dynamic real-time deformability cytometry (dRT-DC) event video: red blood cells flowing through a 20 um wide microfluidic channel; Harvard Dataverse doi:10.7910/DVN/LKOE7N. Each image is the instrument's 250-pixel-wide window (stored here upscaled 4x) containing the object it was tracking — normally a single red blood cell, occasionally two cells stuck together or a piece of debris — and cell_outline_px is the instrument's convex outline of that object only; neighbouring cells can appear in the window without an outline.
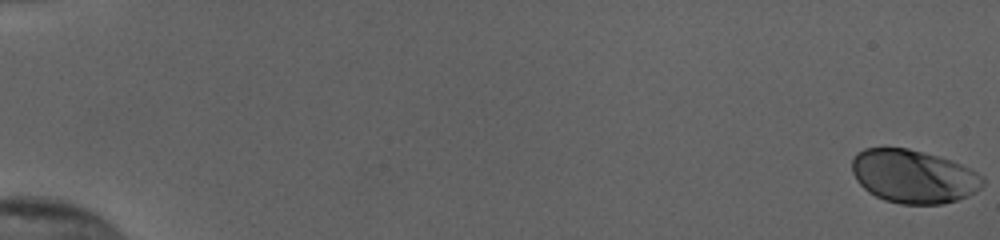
{"species": "human", "species_latin": "Homo sapiens", "temperature_condition": "cold", "stored_images_in_passage": 56, "camera_frame_rate_fps": 3000, "um_per_image_px": 0.085, "donor": {"sex": "female"}, "frame": {"image": 1, "passage_image": 1, "time_ms": 0.0, "image_size_px": [1000, 240], "cell_outline_px": [[984, 184], [976, 192], [968, 196], [944, 204], [900, 204], [884, 200], [868, 192], [856, 180], [852, 172], [852, 160], [856, 152], [864, 148], [908, 148], [940, 156], [952, 160], [984, 176]], "centroid_in_image_um": [77.64, 14.99], "position_along_channel_um": 7.4, "area_um2": 40.92}}
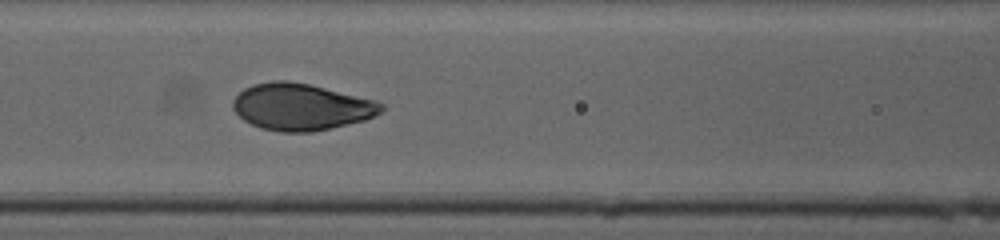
{"frame": {"image": 2, "passage_image": 27, "time_ms": 8.667, "image_size_px": [1000, 240], "cell_outline_px": [[384, 108], [376, 116], [364, 120], [312, 132], [280, 132], [260, 128], [244, 120], [232, 108], [232, 100], [244, 88], [252, 84], [272, 80], [288, 80], [308, 84], [372, 100], [384, 104]], "centroid_in_image_um": [25.55, 9.08], "position_along_channel_um": 141.1, "area_um2": 40.11}}
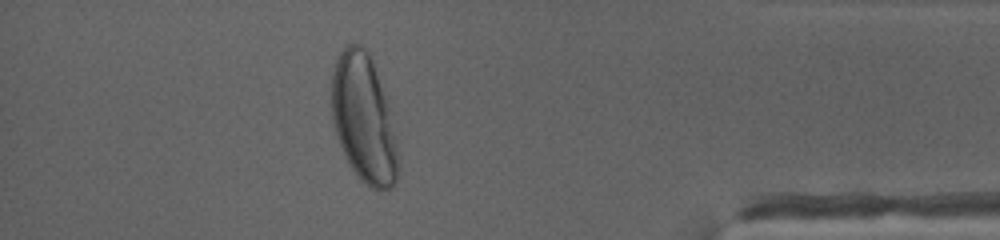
{"frame": {"image": 3, "passage_image": 50, "time_ms": 16.333, "image_size_px": [1000, 240], "cell_outline_px": [[396, 180], [392, 188], [380, 192], [372, 188], [352, 168], [340, 144], [332, 120], [332, 72], [336, 60], [340, 52], [348, 44], [364, 44], [372, 60], [396, 120]], "centroid_in_image_um": [30.95, 10.03], "position_along_channel_um": 404.3, "area_um2": 49.65}, "authors_computed_cell_mechanics": {"area_um2": 40.46, "velocity_mm_per_s": 3.8342, "shape_relaxation_time_tau1_ms": 2.9873, "shape_relaxation_time_tau2_ms": null, "deformation_change_tau1": 0.1692, "deformation_change_tau2": null}}